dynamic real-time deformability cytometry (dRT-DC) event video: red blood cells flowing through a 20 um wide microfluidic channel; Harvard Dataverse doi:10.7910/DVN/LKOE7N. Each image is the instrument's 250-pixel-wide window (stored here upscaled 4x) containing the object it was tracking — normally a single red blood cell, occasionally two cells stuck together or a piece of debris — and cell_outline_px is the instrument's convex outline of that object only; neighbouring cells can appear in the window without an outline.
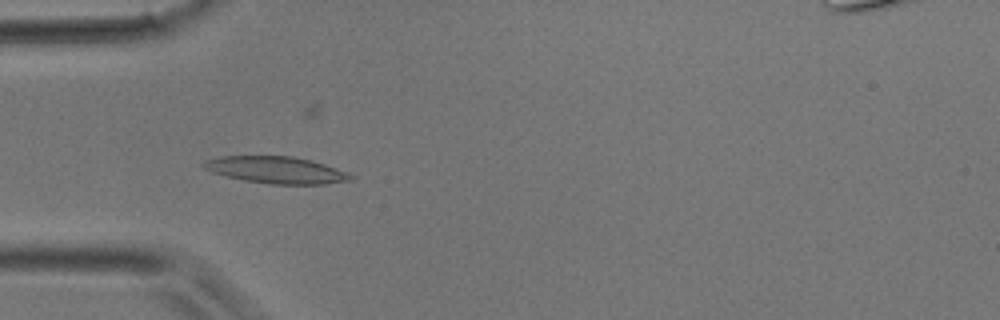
{"species": "common noctule bat (a hibernating species)", "species_latin": "Nyctalus noctula", "temperature_condition": "room temperature", "stored_images_in_passage": 40, "camera_frame_rate_fps": 3000, "um_per_image_px": 0.085, "animal": {"sex": "male", "body_mass_g": 17.9}, "frame": {"image": 1, "passage_image": 11, "time_ms": 3.333, "image_size_px": [1000, 320], "cell_outline_px": [[356, 176], [352, 180], [324, 184], [268, 184], [244, 180], [212, 172], [204, 168], [200, 164], [204, 160], [220, 156], [292, 156], [312, 160], [348, 172]], "centroid_in_image_um": [23.49, 14.44], "position_along_channel_um": 61.5, "area_um2": 23.12}}
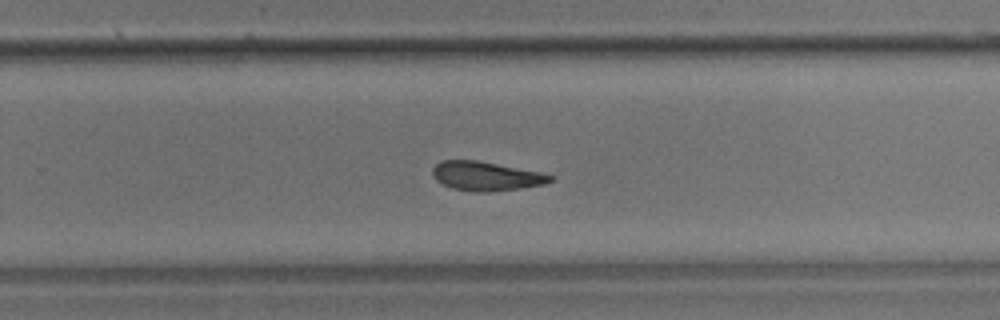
{"frame": {"image": 2, "passage_image": 25, "time_ms": 8.0, "image_size_px": [1000, 320], "cell_outline_px": [[556, 176], [552, 180], [544, 184], [520, 188], [484, 192], [472, 192], [452, 188], [436, 180], [432, 176], [432, 168], [440, 160], [476, 160], [540, 172]], "centroid_in_image_um": [41.29, 14.97], "position_along_channel_um": 288.5, "area_um2": 19.88}}
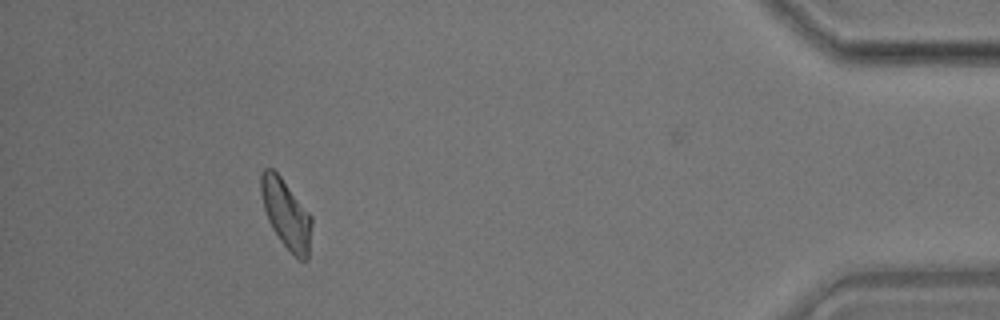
{"frame": {"image": 3, "passage_image": 36, "time_ms": 11.667, "image_size_px": [1000, 320], "cell_outline_px": [[312, 224], [308, 260], [300, 260], [280, 240], [272, 228], [268, 220], [264, 208], [260, 192], [260, 172], [264, 168], [272, 168], [280, 176], [312, 216]], "centroid_in_image_um": [24.31, 18.16], "position_along_channel_um": 410.9, "area_um2": 20.23}}